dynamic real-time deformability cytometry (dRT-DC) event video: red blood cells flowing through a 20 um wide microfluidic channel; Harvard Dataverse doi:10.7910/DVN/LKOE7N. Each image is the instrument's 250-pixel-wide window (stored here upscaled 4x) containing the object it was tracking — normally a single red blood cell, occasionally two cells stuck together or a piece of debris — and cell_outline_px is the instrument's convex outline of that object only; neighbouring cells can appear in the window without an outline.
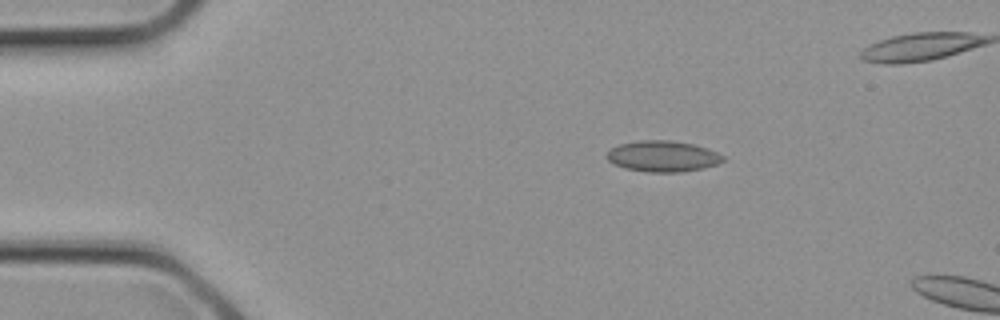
{"species": "common noctule bat (a hibernating species)", "species_latin": "Nyctalus noctula", "temperature_condition": "cold", "stored_images_in_passage": 3, "camera_frame_rate_fps": 3000, "um_per_image_px": 0.085, "animal": {"sex": "female", "body_mass_g": 21.9}, "frame": {"image": 1, "passage_image": 3, "time_ms": 0.667, "image_size_px": [1000, 320], "cell_outline_px": [[724, 160], [716, 164], [704, 168], [680, 172], [648, 172], [624, 168], [608, 160], [608, 152], [612, 148], [620, 144], [636, 140], [672, 140], [692, 144], [708, 148], [724, 156]], "centroid_in_image_um": [56.35, 13.28], "position_along_channel_um": 28.6, "area_um2": 20.87}}